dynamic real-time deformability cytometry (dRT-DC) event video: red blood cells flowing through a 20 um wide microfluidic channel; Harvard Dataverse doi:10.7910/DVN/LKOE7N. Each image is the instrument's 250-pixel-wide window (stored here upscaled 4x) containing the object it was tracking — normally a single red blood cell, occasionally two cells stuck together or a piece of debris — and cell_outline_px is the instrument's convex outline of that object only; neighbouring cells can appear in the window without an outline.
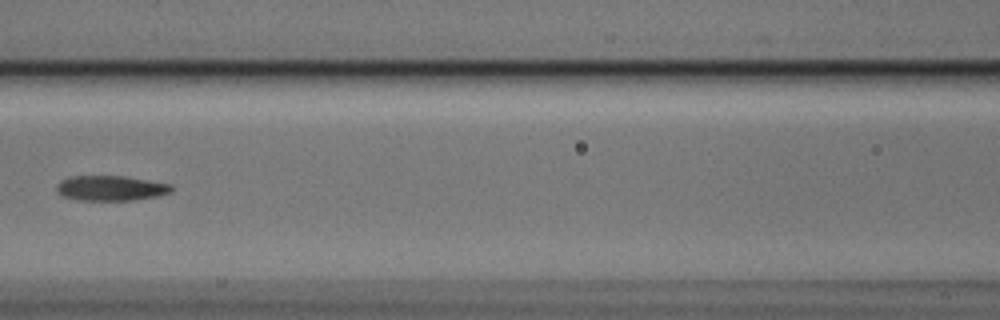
{"species": "Egyptian fruit bat (a non-hibernating species)", "species_latin": "Rousettus aegyptiacus", "temperature_condition": "cold", "stored_images_in_passage": 7, "camera_frame_rate_fps": 3000, "um_per_image_px": 0.085, "animal": {"sex": "male"}, "frame": {"image": 1, "passage_image": 6, "time_ms": 1.667, "image_size_px": [1000, 320], "cell_outline_px": [[172, 192], [156, 196], [132, 200], [80, 200], [64, 196], [56, 192], [56, 184], [60, 180], [68, 176], [124, 176], [172, 184]], "centroid_in_image_um": [9.38, 15.98], "position_along_channel_um": 157.2, "area_um2": 16.82}}
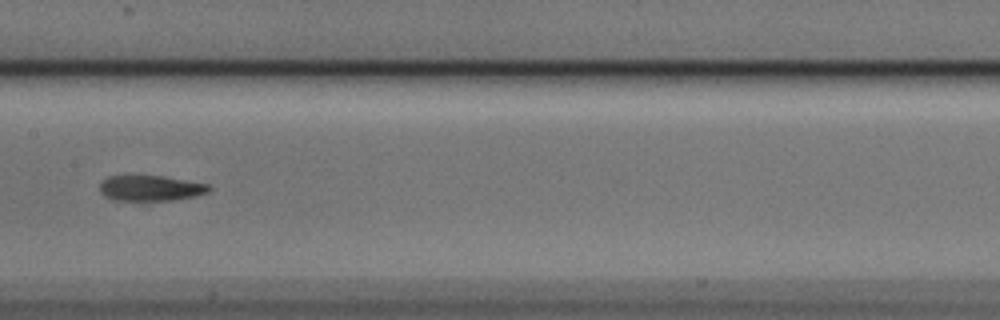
{"frame": {"image": 2, "passage_image": 7, "time_ms": 2.0, "image_size_px": [1000, 320], "cell_outline_px": [[212, 188], [208, 192], [196, 196], [172, 200], [112, 200], [104, 196], [100, 192], [100, 184], [108, 176], [164, 176], [208, 184]], "centroid_in_image_um": [12.8, 16.0], "position_along_channel_um": 194.6, "area_um2": 16.18}}